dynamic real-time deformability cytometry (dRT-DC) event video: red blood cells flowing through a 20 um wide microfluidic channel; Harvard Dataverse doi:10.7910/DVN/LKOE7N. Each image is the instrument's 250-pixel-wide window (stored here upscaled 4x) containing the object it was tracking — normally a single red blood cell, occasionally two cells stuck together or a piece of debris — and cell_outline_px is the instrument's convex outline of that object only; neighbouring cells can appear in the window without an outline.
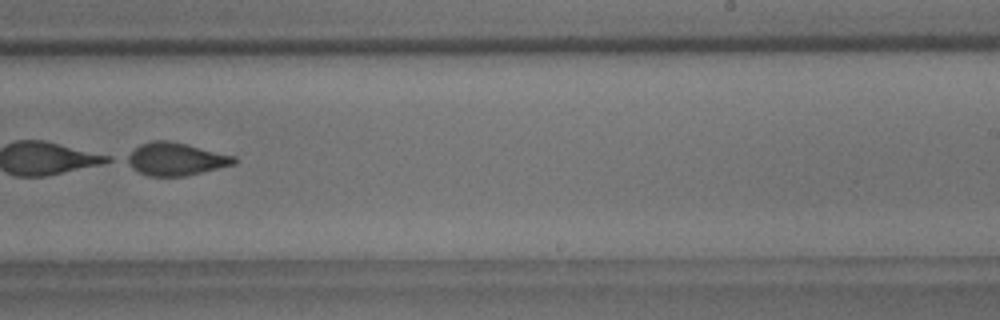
{"species": "common noctule bat (a hibernating species)", "species_latin": "Nyctalus noctula", "temperature_condition": "room temperature", "stored_images_in_passage": 44, "camera_frame_rate_fps": 3000, "um_per_image_px": 0.085, "animal": {"sex": "male", "body_mass_g": 18.8}, "frame": {"image": 1, "passage_image": 24, "time_ms": 7.667, "image_size_px": [1000, 320], "cell_outline_px": [[236, 164], [184, 176], [148, 176], [132, 168], [120, 160], [124, 156], [140, 144], [152, 140], [168, 140], [188, 144], [236, 156]], "centroid_in_image_um": [14.87, 13.51], "position_along_channel_um": 274.1, "area_um2": 20.81}}